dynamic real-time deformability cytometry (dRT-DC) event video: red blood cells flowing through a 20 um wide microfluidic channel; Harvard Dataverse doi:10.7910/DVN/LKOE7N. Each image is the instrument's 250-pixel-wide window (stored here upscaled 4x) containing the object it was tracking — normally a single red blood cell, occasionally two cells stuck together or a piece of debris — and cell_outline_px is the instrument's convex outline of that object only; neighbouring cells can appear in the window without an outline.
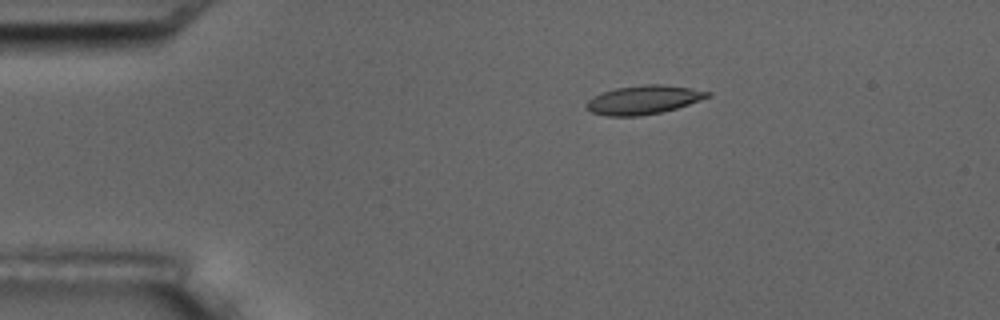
{"species": "common noctule bat (a hibernating species)", "species_latin": "Nyctalus noctula", "temperature_condition": "room temperature", "stored_images_in_passage": 3, "camera_frame_rate_fps": 3000, "um_per_image_px": 0.085, "animal": {"sex": "male", "body_mass_g": 17.5, "forearm_length_mm": 52.3}, "frame": {"image": 1, "passage_image": 1, "time_ms": 0.0, "image_size_px": [1000, 320], "cell_outline_px": [[712, 96], [676, 108], [660, 112], [640, 116], [608, 116], [592, 112], [584, 108], [584, 104], [588, 100], [600, 92], [616, 88], [644, 84], [660, 84], [692, 88], [712, 92]], "centroid_in_image_um": [54.68, 8.48], "position_along_channel_um": 30.3, "area_um2": 20.4}}